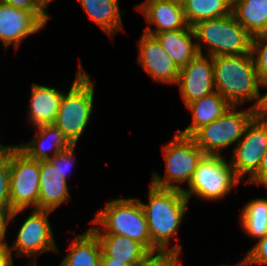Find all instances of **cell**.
Masks as SVG:
<instances>
[{
    "label": "cell",
    "mask_w": 267,
    "mask_h": 266,
    "mask_svg": "<svg viewBox=\"0 0 267 266\" xmlns=\"http://www.w3.org/2000/svg\"><path fill=\"white\" fill-rule=\"evenodd\" d=\"M241 182L225 155H204L183 193L189 201L193 196L214 202L228 197Z\"/></svg>",
    "instance_id": "cell-7"
},
{
    "label": "cell",
    "mask_w": 267,
    "mask_h": 266,
    "mask_svg": "<svg viewBox=\"0 0 267 266\" xmlns=\"http://www.w3.org/2000/svg\"><path fill=\"white\" fill-rule=\"evenodd\" d=\"M78 65L72 85L62 95L53 123L72 145H77L79 139L84 136L94 111L95 81L84 70L81 62Z\"/></svg>",
    "instance_id": "cell-4"
},
{
    "label": "cell",
    "mask_w": 267,
    "mask_h": 266,
    "mask_svg": "<svg viewBox=\"0 0 267 266\" xmlns=\"http://www.w3.org/2000/svg\"><path fill=\"white\" fill-rule=\"evenodd\" d=\"M165 162L164 177L157 171L152 172L151 184L158 188L184 189L197 169L199 161L205 155L191 136L175 132L169 143L162 146Z\"/></svg>",
    "instance_id": "cell-6"
},
{
    "label": "cell",
    "mask_w": 267,
    "mask_h": 266,
    "mask_svg": "<svg viewBox=\"0 0 267 266\" xmlns=\"http://www.w3.org/2000/svg\"><path fill=\"white\" fill-rule=\"evenodd\" d=\"M16 9L28 11H48V6L42 0H0Z\"/></svg>",
    "instance_id": "cell-32"
},
{
    "label": "cell",
    "mask_w": 267,
    "mask_h": 266,
    "mask_svg": "<svg viewBox=\"0 0 267 266\" xmlns=\"http://www.w3.org/2000/svg\"><path fill=\"white\" fill-rule=\"evenodd\" d=\"M245 184L267 187V150L264 153L259 169Z\"/></svg>",
    "instance_id": "cell-33"
},
{
    "label": "cell",
    "mask_w": 267,
    "mask_h": 266,
    "mask_svg": "<svg viewBox=\"0 0 267 266\" xmlns=\"http://www.w3.org/2000/svg\"><path fill=\"white\" fill-rule=\"evenodd\" d=\"M101 266H142V265H134V264H124L119 261H115L114 259L108 258L103 252L101 255Z\"/></svg>",
    "instance_id": "cell-37"
},
{
    "label": "cell",
    "mask_w": 267,
    "mask_h": 266,
    "mask_svg": "<svg viewBox=\"0 0 267 266\" xmlns=\"http://www.w3.org/2000/svg\"><path fill=\"white\" fill-rule=\"evenodd\" d=\"M147 191L148 203H140L151 237V254L184 252L178 243V232L185 221L190 201L179 189L158 188L150 183ZM172 238L177 242L169 245Z\"/></svg>",
    "instance_id": "cell-1"
},
{
    "label": "cell",
    "mask_w": 267,
    "mask_h": 266,
    "mask_svg": "<svg viewBox=\"0 0 267 266\" xmlns=\"http://www.w3.org/2000/svg\"><path fill=\"white\" fill-rule=\"evenodd\" d=\"M34 129L35 134L33 138H30V141L25 143L22 141L21 144H16L30 159L49 160L72 145L54 124L41 125Z\"/></svg>",
    "instance_id": "cell-17"
},
{
    "label": "cell",
    "mask_w": 267,
    "mask_h": 266,
    "mask_svg": "<svg viewBox=\"0 0 267 266\" xmlns=\"http://www.w3.org/2000/svg\"><path fill=\"white\" fill-rule=\"evenodd\" d=\"M154 36L179 69L188 65L199 54L194 30L191 26L156 33Z\"/></svg>",
    "instance_id": "cell-19"
},
{
    "label": "cell",
    "mask_w": 267,
    "mask_h": 266,
    "mask_svg": "<svg viewBox=\"0 0 267 266\" xmlns=\"http://www.w3.org/2000/svg\"><path fill=\"white\" fill-rule=\"evenodd\" d=\"M251 53L260 83L267 82V32L252 37Z\"/></svg>",
    "instance_id": "cell-27"
},
{
    "label": "cell",
    "mask_w": 267,
    "mask_h": 266,
    "mask_svg": "<svg viewBox=\"0 0 267 266\" xmlns=\"http://www.w3.org/2000/svg\"><path fill=\"white\" fill-rule=\"evenodd\" d=\"M63 94L64 90L56 87L35 82L32 84L27 115L33 128L54 123Z\"/></svg>",
    "instance_id": "cell-16"
},
{
    "label": "cell",
    "mask_w": 267,
    "mask_h": 266,
    "mask_svg": "<svg viewBox=\"0 0 267 266\" xmlns=\"http://www.w3.org/2000/svg\"><path fill=\"white\" fill-rule=\"evenodd\" d=\"M239 223L249 238L264 237L267 234V198L248 200L239 213Z\"/></svg>",
    "instance_id": "cell-25"
},
{
    "label": "cell",
    "mask_w": 267,
    "mask_h": 266,
    "mask_svg": "<svg viewBox=\"0 0 267 266\" xmlns=\"http://www.w3.org/2000/svg\"><path fill=\"white\" fill-rule=\"evenodd\" d=\"M231 105L217 92L203 96L186 106L191 113V123L177 132L184 136H192L202 126L222 116Z\"/></svg>",
    "instance_id": "cell-22"
},
{
    "label": "cell",
    "mask_w": 267,
    "mask_h": 266,
    "mask_svg": "<svg viewBox=\"0 0 267 266\" xmlns=\"http://www.w3.org/2000/svg\"><path fill=\"white\" fill-rule=\"evenodd\" d=\"M189 26L232 14V0H181Z\"/></svg>",
    "instance_id": "cell-26"
},
{
    "label": "cell",
    "mask_w": 267,
    "mask_h": 266,
    "mask_svg": "<svg viewBox=\"0 0 267 266\" xmlns=\"http://www.w3.org/2000/svg\"><path fill=\"white\" fill-rule=\"evenodd\" d=\"M192 28L199 54L204 55L205 47L211 57L251 52L252 36L232 14L200 21Z\"/></svg>",
    "instance_id": "cell-5"
},
{
    "label": "cell",
    "mask_w": 267,
    "mask_h": 266,
    "mask_svg": "<svg viewBox=\"0 0 267 266\" xmlns=\"http://www.w3.org/2000/svg\"><path fill=\"white\" fill-rule=\"evenodd\" d=\"M181 253H159L151 255L142 266H184Z\"/></svg>",
    "instance_id": "cell-31"
},
{
    "label": "cell",
    "mask_w": 267,
    "mask_h": 266,
    "mask_svg": "<svg viewBox=\"0 0 267 266\" xmlns=\"http://www.w3.org/2000/svg\"><path fill=\"white\" fill-rule=\"evenodd\" d=\"M87 17L92 20L108 37L113 40L124 26L120 10V0H77Z\"/></svg>",
    "instance_id": "cell-20"
},
{
    "label": "cell",
    "mask_w": 267,
    "mask_h": 266,
    "mask_svg": "<svg viewBox=\"0 0 267 266\" xmlns=\"http://www.w3.org/2000/svg\"><path fill=\"white\" fill-rule=\"evenodd\" d=\"M176 85L185 107L215 92L213 57L206 53L198 54L188 65L180 69Z\"/></svg>",
    "instance_id": "cell-14"
},
{
    "label": "cell",
    "mask_w": 267,
    "mask_h": 266,
    "mask_svg": "<svg viewBox=\"0 0 267 266\" xmlns=\"http://www.w3.org/2000/svg\"><path fill=\"white\" fill-rule=\"evenodd\" d=\"M255 115L256 111L250 107L231 106L222 116L202 126L191 137L205 155L224 156L222 151L235 147Z\"/></svg>",
    "instance_id": "cell-8"
},
{
    "label": "cell",
    "mask_w": 267,
    "mask_h": 266,
    "mask_svg": "<svg viewBox=\"0 0 267 266\" xmlns=\"http://www.w3.org/2000/svg\"><path fill=\"white\" fill-rule=\"evenodd\" d=\"M39 209L55 211L71 199L68 181L49 160L39 161Z\"/></svg>",
    "instance_id": "cell-18"
},
{
    "label": "cell",
    "mask_w": 267,
    "mask_h": 266,
    "mask_svg": "<svg viewBox=\"0 0 267 266\" xmlns=\"http://www.w3.org/2000/svg\"><path fill=\"white\" fill-rule=\"evenodd\" d=\"M48 11L16 9L0 1V41L7 51L9 47L20 49L22 41L40 33L50 20Z\"/></svg>",
    "instance_id": "cell-12"
},
{
    "label": "cell",
    "mask_w": 267,
    "mask_h": 266,
    "mask_svg": "<svg viewBox=\"0 0 267 266\" xmlns=\"http://www.w3.org/2000/svg\"><path fill=\"white\" fill-rule=\"evenodd\" d=\"M134 9L145 17L147 25L143 32L149 35L154 36L156 33L184 29L189 26L181 0H144Z\"/></svg>",
    "instance_id": "cell-15"
},
{
    "label": "cell",
    "mask_w": 267,
    "mask_h": 266,
    "mask_svg": "<svg viewBox=\"0 0 267 266\" xmlns=\"http://www.w3.org/2000/svg\"><path fill=\"white\" fill-rule=\"evenodd\" d=\"M0 206L10 210V151L0 161Z\"/></svg>",
    "instance_id": "cell-29"
},
{
    "label": "cell",
    "mask_w": 267,
    "mask_h": 266,
    "mask_svg": "<svg viewBox=\"0 0 267 266\" xmlns=\"http://www.w3.org/2000/svg\"><path fill=\"white\" fill-rule=\"evenodd\" d=\"M137 64L153 82L176 85L180 69L175 65L162 45L153 35L142 32L137 42Z\"/></svg>",
    "instance_id": "cell-13"
},
{
    "label": "cell",
    "mask_w": 267,
    "mask_h": 266,
    "mask_svg": "<svg viewBox=\"0 0 267 266\" xmlns=\"http://www.w3.org/2000/svg\"><path fill=\"white\" fill-rule=\"evenodd\" d=\"M221 266H252L249 263V260L244 256V258H242L239 262L235 263V264H222Z\"/></svg>",
    "instance_id": "cell-39"
},
{
    "label": "cell",
    "mask_w": 267,
    "mask_h": 266,
    "mask_svg": "<svg viewBox=\"0 0 267 266\" xmlns=\"http://www.w3.org/2000/svg\"><path fill=\"white\" fill-rule=\"evenodd\" d=\"M256 244L245 253L251 265H267V234L256 240Z\"/></svg>",
    "instance_id": "cell-30"
},
{
    "label": "cell",
    "mask_w": 267,
    "mask_h": 266,
    "mask_svg": "<svg viewBox=\"0 0 267 266\" xmlns=\"http://www.w3.org/2000/svg\"><path fill=\"white\" fill-rule=\"evenodd\" d=\"M216 91L231 105L257 110L261 102L260 83L252 53L213 57ZM254 102V103H253Z\"/></svg>",
    "instance_id": "cell-2"
},
{
    "label": "cell",
    "mask_w": 267,
    "mask_h": 266,
    "mask_svg": "<svg viewBox=\"0 0 267 266\" xmlns=\"http://www.w3.org/2000/svg\"><path fill=\"white\" fill-rule=\"evenodd\" d=\"M48 7L51 4V2L56 1V0H42Z\"/></svg>",
    "instance_id": "cell-40"
},
{
    "label": "cell",
    "mask_w": 267,
    "mask_h": 266,
    "mask_svg": "<svg viewBox=\"0 0 267 266\" xmlns=\"http://www.w3.org/2000/svg\"><path fill=\"white\" fill-rule=\"evenodd\" d=\"M89 223L96 235H122L141 243L151 253V237L139 198L110 199Z\"/></svg>",
    "instance_id": "cell-3"
},
{
    "label": "cell",
    "mask_w": 267,
    "mask_h": 266,
    "mask_svg": "<svg viewBox=\"0 0 267 266\" xmlns=\"http://www.w3.org/2000/svg\"><path fill=\"white\" fill-rule=\"evenodd\" d=\"M15 146L14 145H4L0 142V161L9 153V151Z\"/></svg>",
    "instance_id": "cell-38"
},
{
    "label": "cell",
    "mask_w": 267,
    "mask_h": 266,
    "mask_svg": "<svg viewBox=\"0 0 267 266\" xmlns=\"http://www.w3.org/2000/svg\"><path fill=\"white\" fill-rule=\"evenodd\" d=\"M68 253L59 266H101L102 247L99 238L88 228L87 231L68 238Z\"/></svg>",
    "instance_id": "cell-21"
},
{
    "label": "cell",
    "mask_w": 267,
    "mask_h": 266,
    "mask_svg": "<svg viewBox=\"0 0 267 266\" xmlns=\"http://www.w3.org/2000/svg\"><path fill=\"white\" fill-rule=\"evenodd\" d=\"M11 211L7 208L0 206V246L7 245L8 240L6 239L8 227L10 224Z\"/></svg>",
    "instance_id": "cell-34"
},
{
    "label": "cell",
    "mask_w": 267,
    "mask_h": 266,
    "mask_svg": "<svg viewBox=\"0 0 267 266\" xmlns=\"http://www.w3.org/2000/svg\"><path fill=\"white\" fill-rule=\"evenodd\" d=\"M267 150V119L255 115L246 125L243 136L232 149L229 163L236 176L247 182L259 169Z\"/></svg>",
    "instance_id": "cell-11"
},
{
    "label": "cell",
    "mask_w": 267,
    "mask_h": 266,
    "mask_svg": "<svg viewBox=\"0 0 267 266\" xmlns=\"http://www.w3.org/2000/svg\"><path fill=\"white\" fill-rule=\"evenodd\" d=\"M232 15L252 37L267 32V0H234Z\"/></svg>",
    "instance_id": "cell-24"
},
{
    "label": "cell",
    "mask_w": 267,
    "mask_h": 266,
    "mask_svg": "<svg viewBox=\"0 0 267 266\" xmlns=\"http://www.w3.org/2000/svg\"><path fill=\"white\" fill-rule=\"evenodd\" d=\"M40 178L39 161L15 144L10 150V224L27 209H39Z\"/></svg>",
    "instance_id": "cell-9"
},
{
    "label": "cell",
    "mask_w": 267,
    "mask_h": 266,
    "mask_svg": "<svg viewBox=\"0 0 267 266\" xmlns=\"http://www.w3.org/2000/svg\"><path fill=\"white\" fill-rule=\"evenodd\" d=\"M77 145H71L69 148L60 151L55 156L51 157L49 161L62 174V177L68 181L71 169L76 163V155L74 153Z\"/></svg>",
    "instance_id": "cell-28"
},
{
    "label": "cell",
    "mask_w": 267,
    "mask_h": 266,
    "mask_svg": "<svg viewBox=\"0 0 267 266\" xmlns=\"http://www.w3.org/2000/svg\"><path fill=\"white\" fill-rule=\"evenodd\" d=\"M102 252L124 264L143 265L152 255L141 243L122 235H96Z\"/></svg>",
    "instance_id": "cell-23"
},
{
    "label": "cell",
    "mask_w": 267,
    "mask_h": 266,
    "mask_svg": "<svg viewBox=\"0 0 267 266\" xmlns=\"http://www.w3.org/2000/svg\"><path fill=\"white\" fill-rule=\"evenodd\" d=\"M0 266H14V255L7 245L0 246Z\"/></svg>",
    "instance_id": "cell-35"
},
{
    "label": "cell",
    "mask_w": 267,
    "mask_h": 266,
    "mask_svg": "<svg viewBox=\"0 0 267 266\" xmlns=\"http://www.w3.org/2000/svg\"><path fill=\"white\" fill-rule=\"evenodd\" d=\"M51 213L53 211L31 209L16 232L13 244L7 243L14 256L31 258L27 266H38L37 256L40 254L60 253L49 221Z\"/></svg>",
    "instance_id": "cell-10"
},
{
    "label": "cell",
    "mask_w": 267,
    "mask_h": 266,
    "mask_svg": "<svg viewBox=\"0 0 267 266\" xmlns=\"http://www.w3.org/2000/svg\"><path fill=\"white\" fill-rule=\"evenodd\" d=\"M262 87L267 88V82L262 85ZM256 115L258 117L267 119V92L262 95L259 107L256 110Z\"/></svg>",
    "instance_id": "cell-36"
}]
</instances>
